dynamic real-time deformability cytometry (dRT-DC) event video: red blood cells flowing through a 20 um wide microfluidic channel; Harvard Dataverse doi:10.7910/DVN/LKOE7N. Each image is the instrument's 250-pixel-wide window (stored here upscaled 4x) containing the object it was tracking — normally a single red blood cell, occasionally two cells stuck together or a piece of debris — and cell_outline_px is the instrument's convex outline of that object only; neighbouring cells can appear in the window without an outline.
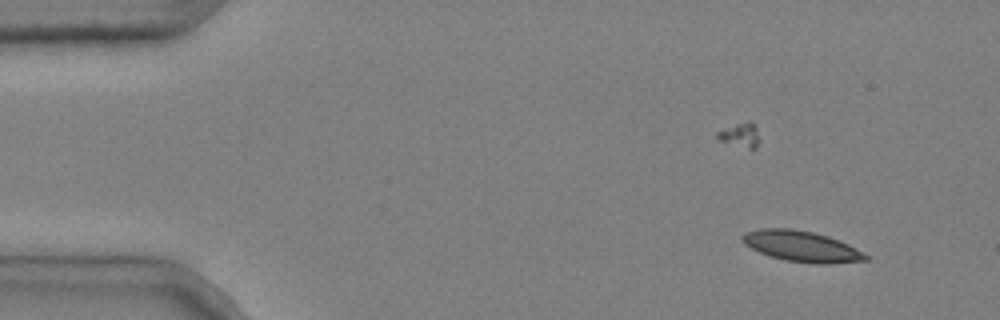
{"species": "common noctule bat (a hibernating species)", "species_latin": "Nyctalus noctula", "temperature_condition": "cold", "stored_images_in_passage": 4, "camera_frame_rate_fps": 3000, "um_per_image_px": 0.085, "animal": {"sex": "male", "body_mass_g": 20.4}, "frame": {"image": 1, "passage_image": 1, "time_ms": 0.0, "image_size_px": [1000, 320], "cell_outline_px": [[872, 256], [868, 260], [828, 264], [812, 264], [784, 260], [760, 252], [744, 244], [740, 240], [740, 236], [744, 232], [760, 228], [792, 228], [812, 232], [828, 236], [848, 244]], "centroid_in_image_um": [68.15, 20.94], "position_along_channel_um": 16.9, "area_um2": 22.37}}